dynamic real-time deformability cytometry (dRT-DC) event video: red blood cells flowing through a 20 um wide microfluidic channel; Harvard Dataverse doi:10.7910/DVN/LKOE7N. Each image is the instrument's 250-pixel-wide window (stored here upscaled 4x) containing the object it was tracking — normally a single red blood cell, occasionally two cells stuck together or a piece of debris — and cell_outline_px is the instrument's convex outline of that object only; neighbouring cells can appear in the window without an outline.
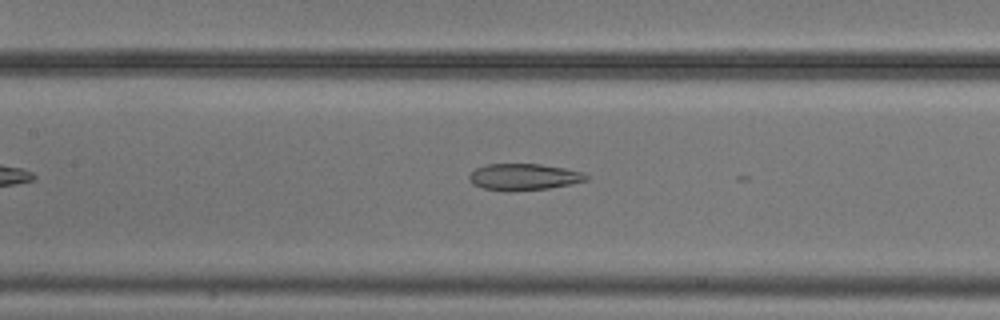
{"species": "common noctule bat (a hibernating species)", "species_latin": "Nyctalus noctula", "temperature_condition": "cold", "stored_images_in_passage": 18, "camera_frame_rate_fps": 3000, "um_per_image_px": 0.085, "animal": {"sex": "male", "body_mass_g": 20.5, "forearm_length_mm": 52.5}, "frame": {"image": 1, "passage_image": 15, "time_ms": 4.667, "image_size_px": [1000, 320], "cell_outline_px": [[588, 180], [572, 184], [548, 188], [508, 192], [484, 188], [472, 184], [468, 180], [468, 176], [476, 168], [488, 164], [540, 164], [564, 168], [580, 172], [588, 176]], "centroid_in_image_um": [44.49, 15.05], "position_along_channel_um": 162.9, "area_um2": 18.09}}